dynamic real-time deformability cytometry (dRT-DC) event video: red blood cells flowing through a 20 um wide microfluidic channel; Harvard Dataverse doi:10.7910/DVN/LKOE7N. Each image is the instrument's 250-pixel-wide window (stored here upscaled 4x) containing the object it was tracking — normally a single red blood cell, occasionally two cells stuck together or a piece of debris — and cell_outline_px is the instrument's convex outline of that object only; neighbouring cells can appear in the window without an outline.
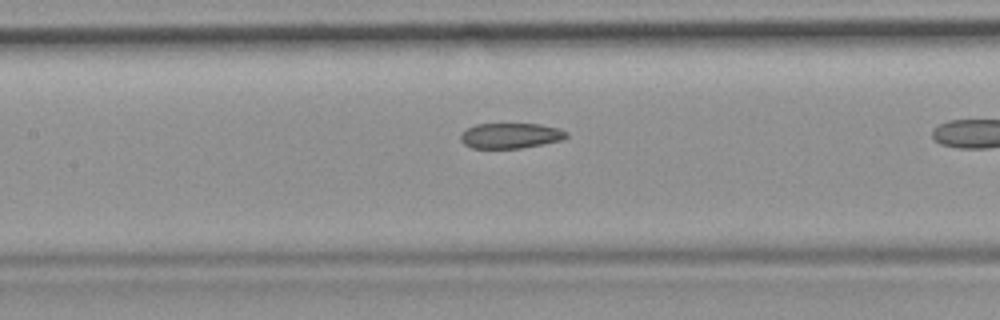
{"species": "common noctule bat (a hibernating species)", "species_latin": "Nyctalus noctula", "temperature_condition": "room temperature", "stored_images_in_passage": 29, "camera_frame_rate_fps": 3000, "um_per_image_px": 0.085, "animal": {"sex": "female", "body_mass_g": 19.9}, "frame": {"image": 1, "passage_image": 13, "time_ms": 4.0, "image_size_px": [1000, 320], "cell_outline_px": [[568, 136], [564, 140], [544, 144], [520, 148], [472, 148], [464, 144], [460, 140], [460, 136], [468, 128], [476, 124], [540, 124], [560, 128], [568, 132]], "centroid_in_image_um": [43.45, 11.53], "position_along_channel_um": 163.9, "area_um2": 15.72}}